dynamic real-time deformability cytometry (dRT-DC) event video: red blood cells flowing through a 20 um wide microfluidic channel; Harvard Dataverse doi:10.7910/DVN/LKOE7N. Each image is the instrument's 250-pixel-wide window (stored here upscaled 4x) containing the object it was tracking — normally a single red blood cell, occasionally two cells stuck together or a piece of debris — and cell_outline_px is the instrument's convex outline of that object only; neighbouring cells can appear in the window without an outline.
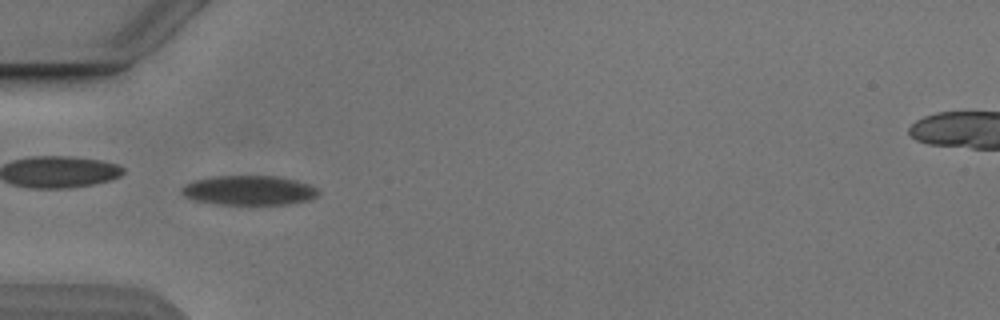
{"species": "Egyptian fruit bat (a non-hibernating species)", "species_latin": "Rousettus aegyptiacus", "temperature_condition": "cold", "stored_images_in_passage": 46, "camera_frame_rate_fps": 3000, "um_per_image_px": 0.085, "animal": {"sex": "male"}, "frame": {"image": 1, "passage_image": 11, "time_ms": 3.333, "image_size_px": [1000, 320], "cell_outline_px": [[320, 192], [316, 196], [308, 200], [288, 204], [216, 204], [192, 200], [184, 196], [180, 192], [180, 188], [184, 184], [192, 180], [216, 176], [276, 176], [296, 180], [308, 184], [316, 188]], "centroid_in_image_um": [21.1, 16.18], "position_along_channel_um": 63.9, "area_um2": 23.64}}
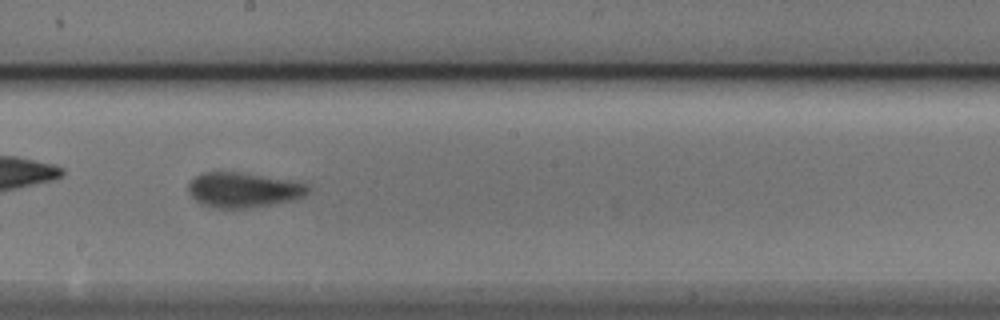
{"frame": {"image": 2, "passage_image": 24, "time_ms": 7.667, "image_size_px": [1000, 320], "cell_outline_px": [[312, 188], [304, 196], [292, 200], [252, 208], [216, 208], [200, 204], [188, 192], [188, 184], [196, 176], [204, 172], [240, 172], [288, 180], [308, 184]], "centroid_in_image_um": [20.69, 16.15], "position_along_channel_um": 227.5, "area_um2": 24.39}}
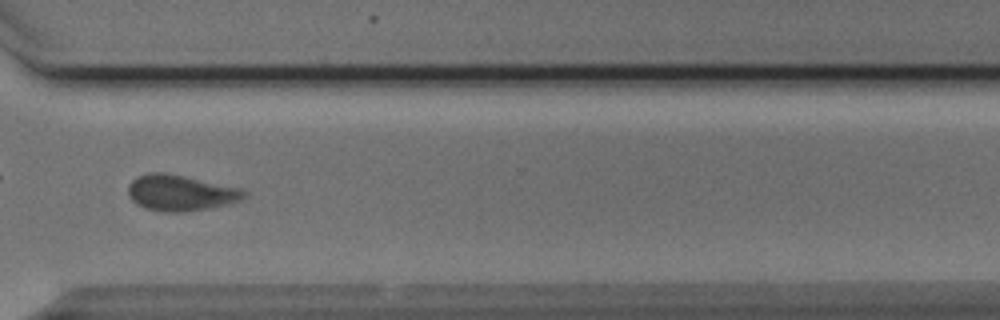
{"frame": {"image": 3, "passage_image": 34, "time_ms": 11.0, "image_size_px": [1000, 320], "cell_outline_px": [[248, 196], [240, 200], [228, 204], [208, 208], [184, 212], [164, 212], [144, 208], [136, 204], [128, 196], [128, 184], [136, 176], [148, 172], [164, 172], [184, 176], [240, 188], [248, 192]], "centroid_in_image_um": [15.32, 16.39], "position_along_channel_um": 355.3, "area_um2": 24.45}, "authors_computed_cell_mechanics": {"area_um2": 24.1604, "velocity_mm_per_s": 3.8342, "shape_relaxation_time_tau1_ms": 2.8576, "shape_relaxation_time_tau2_ms": 1.4838, "deformation_change_tau1": 0.0827, "deformation_change_tau2": 0.0501}}